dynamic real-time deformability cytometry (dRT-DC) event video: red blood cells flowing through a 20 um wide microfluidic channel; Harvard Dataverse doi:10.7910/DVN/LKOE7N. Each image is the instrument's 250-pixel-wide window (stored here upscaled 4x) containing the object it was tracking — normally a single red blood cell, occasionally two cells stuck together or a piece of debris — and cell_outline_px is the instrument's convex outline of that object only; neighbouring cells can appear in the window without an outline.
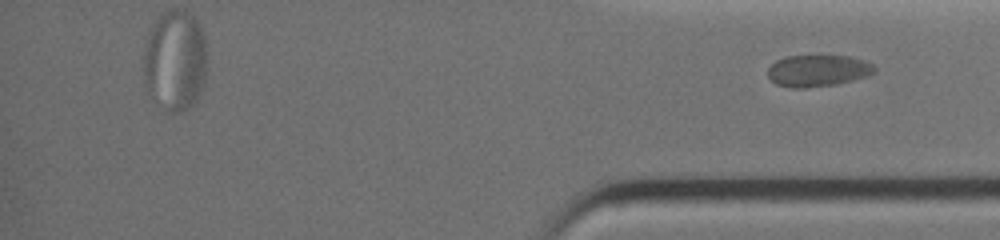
{"species": "common noctule bat (a hibernating species)", "species_latin": "Nyctalus noctula", "temperature_condition": "warm", "stored_images_in_passage": 28, "segment_of_instrument_passage": [2, 2], "camera_frame_rate_fps": 3000, "um_per_image_px": 0.085, "animal": {"sex": "female", "body_mass_g": 19.0, "forearm_length_mm": 51.5}, "frame": {"image": 1, "passage_image": 28, "time_ms": 9.0, "image_size_px": [1000, 240], "cell_outline_px": [[876, 72], [868, 76], [836, 84], [804, 88], [792, 88], [776, 84], [768, 76], [768, 68], [776, 60], [784, 56], [848, 56], [864, 60], [872, 64], [876, 68]], "centroid_in_image_um": [69.52, 6.01], "position_along_channel_um": 365.7, "area_um2": 19.71}}